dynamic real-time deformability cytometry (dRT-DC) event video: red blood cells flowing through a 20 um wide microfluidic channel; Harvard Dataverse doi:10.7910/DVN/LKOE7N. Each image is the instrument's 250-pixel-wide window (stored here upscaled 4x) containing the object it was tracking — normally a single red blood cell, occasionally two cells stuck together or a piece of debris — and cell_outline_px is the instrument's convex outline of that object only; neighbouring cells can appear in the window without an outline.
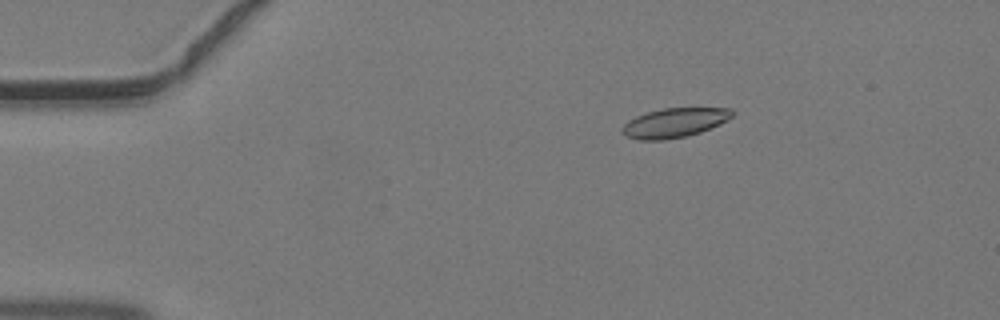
{"species": "common noctule bat (a hibernating species)", "species_latin": "Nyctalus noctula", "temperature_condition": "warm", "stored_images_in_passage": 39, "camera_frame_rate_fps": 3000, "um_per_image_px": 0.085, "animal": {"sex": "male", "body_mass_g": 19.2, "forearm_length_mm": 51.8}, "frame": {"image": 1, "passage_image": 2, "time_ms": 0.333, "image_size_px": [1000, 320], "cell_outline_px": [[736, 112], [728, 120], [720, 124], [700, 132], [688, 136], [664, 140], [640, 140], [628, 136], [620, 132], [620, 128], [628, 120], [636, 116], [648, 112], [664, 108], [732, 108]], "centroid_in_image_um": [57.34, 10.43], "position_along_channel_um": 27.7, "area_um2": 18.96}}
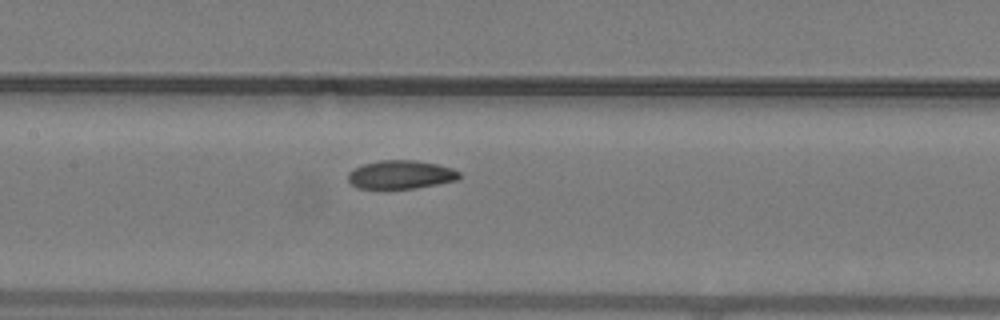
{"frame": {"image": 2, "passage_image": 16, "time_ms": 5.0, "image_size_px": [1000, 320], "cell_outline_px": [[460, 176], [456, 180], [436, 184], [412, 188], [360, 188], [352, 184], [348, 180], [348, 172], [352, 168], [364, 164], [380, 160], [416, 160], [436, 164], [452, 168], [460, 172]], "centroid_in_image_um": [34.04, 14.83], "position_along_channel_um": 173.4, "area_um2": 18.26}}
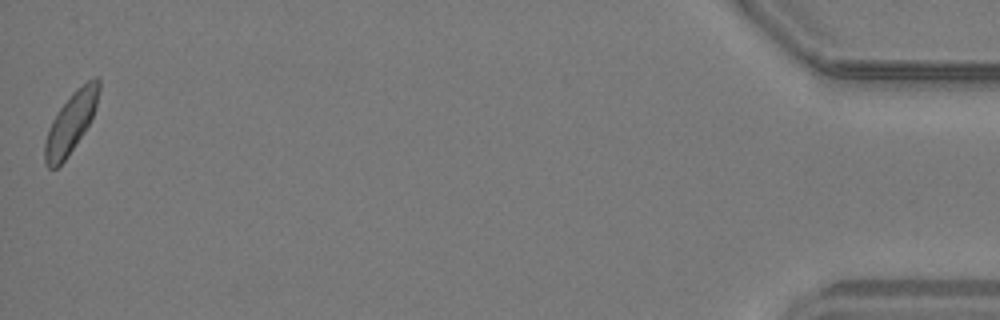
{"frame": {"image": 3, "passage_image": 39, "time_ms": 12.667, "image_size_px": [1000, 320], "cell_outline_px": [[100, 88], [96, 108], [84, 132], [68, 156], [56, 168], [48, 168], [44, 164], [44, 144], [48, 128], [52, 120], [60, 108], [72, 92], [76, 88], [88, 80], [96, 76], [100, 76]], "centroid_in_image_um": [6.02, 10.41], "position_along_channel_um": 429.2, "area_um2": 19.07}}